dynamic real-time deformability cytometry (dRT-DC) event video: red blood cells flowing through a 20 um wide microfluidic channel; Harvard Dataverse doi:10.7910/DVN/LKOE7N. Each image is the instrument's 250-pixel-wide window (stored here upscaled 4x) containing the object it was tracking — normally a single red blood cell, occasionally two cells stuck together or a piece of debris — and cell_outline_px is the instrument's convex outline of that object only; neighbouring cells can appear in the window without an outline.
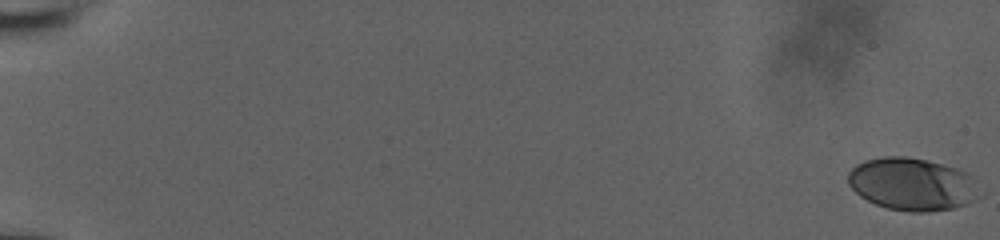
{"species": "human", "species_latin": "Homo sapiens", "temperature_condition": "room temperature", "stored_images_in_passage": 58, "camera_frame_rate_fps": 3000, "um_per_image_px": 0.085, "donor": {"sex": "male"}, "frame": {"image": 1, "passage_image": 1, "time_ms": 0.0, "image_size_px": [1000, 240], "cell_outline_px": [[980, 196], [976, 200], [952, 208], [928, 212], [912, 212], [888, 208], [876, 204], [860, 196], [848, 184], [848, 172], [856, 164], [864, 160], [884, 156], [904, 156], [924, 160], [956, 168], [968, 172]], "centroid_in_image_um": [77.5, 15.65], "position_along_channel_um": 7.5, "area_um2": 40.0}}
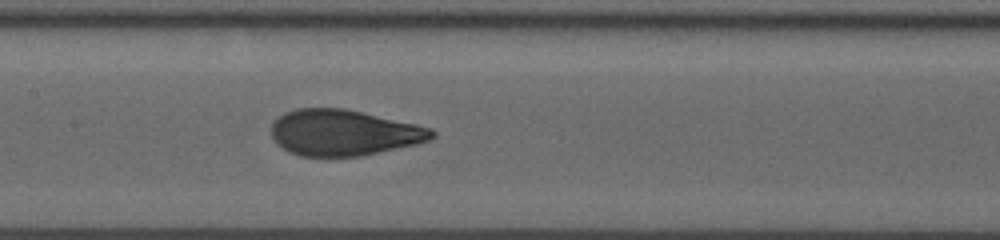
{"frame": {"image": 2, "passage_image": 32, "time_ms": 10.333, "image_size_px": [1000, 240], "cell_outline_px": [[436, 136], [428, 140], [416, 144], [360, 156], [300, 156], [288, 152], [280, 148], [276, 144], [272, 136], [272, 124], [284, 112], [296, 108], [344, 108], [416, 124], [432, 128], [436, 132]], "centroid_in_image_um": [29.2, 11.28], "position_along_channel_um": 178.2, "area_um2": 43.0}}
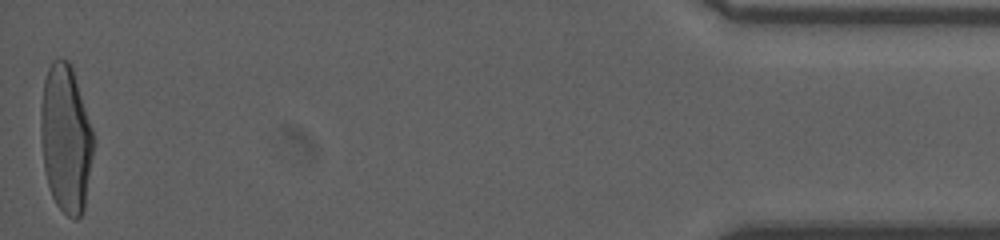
{"frame": {"image": 3, "passage_image": 58, "time_ms": 19.0, "image_size_px": [1000, 240], "cell_outline_px": [[92, 156], [84, 212], [76, 220], [72, 220], [56, 204], [52, 196], [48, 184], [44, 168], [40, 132], [40, 104], [44, 80], [48, 68], [52, 60], [60, 56], [68, 60], [72, 68], [92, 128]], "centroid_in_image_um": [5.57, 11.77], "position_along_channel_um": 429.6, "area_um2": 45.32}, "authors_computed_cell_mechanics": {"area_um2": 42.9743, "velocity_mm_per_s": 3.855, "shape_relaxation_time_tau1_ms": 4.8308, "shape_relaxation_time_tau2_ms": null, "deformation_change_tau1": 0.2208, "deformation_change_tau2": null}}